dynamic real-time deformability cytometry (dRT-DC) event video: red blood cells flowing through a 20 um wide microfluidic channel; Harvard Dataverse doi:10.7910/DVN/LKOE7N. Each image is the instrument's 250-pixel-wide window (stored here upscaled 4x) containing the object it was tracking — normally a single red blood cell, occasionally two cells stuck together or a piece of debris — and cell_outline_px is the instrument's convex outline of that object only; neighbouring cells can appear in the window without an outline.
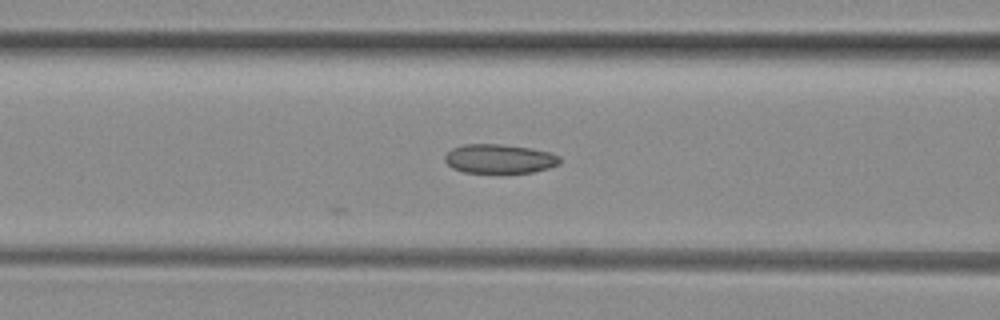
{"species": "common noctule bat (a hibernating species)", "species_latin": "Nyctalus noctula", "temperature_condition": "room temperature", "stored_images_in_passage": 11, "camera_frame_rate_fps": 3000, "um_per_image_px": 0.085, "animal": {"sex": "female", "body_mass_g": 29.2, "forearm_length_mm": 56.3}, "frame": {"image": 1, "passage_image": 11, "time_ms": 3.333, "image_size_px": [1000, 320], "cell_outline_px": [[560, 164], [548, 168], [532, 172], [500, 176], [464, 172], [452, 168], [444, 160], [444, 156], [452, 148], [464, 144], [496, 144], [532, 148], [548, 152], [560, 156]], "centroid_in_image_um": [42.44, 13.55], "position_along_channel_um": 124.2, "area_um2": 20.35}}